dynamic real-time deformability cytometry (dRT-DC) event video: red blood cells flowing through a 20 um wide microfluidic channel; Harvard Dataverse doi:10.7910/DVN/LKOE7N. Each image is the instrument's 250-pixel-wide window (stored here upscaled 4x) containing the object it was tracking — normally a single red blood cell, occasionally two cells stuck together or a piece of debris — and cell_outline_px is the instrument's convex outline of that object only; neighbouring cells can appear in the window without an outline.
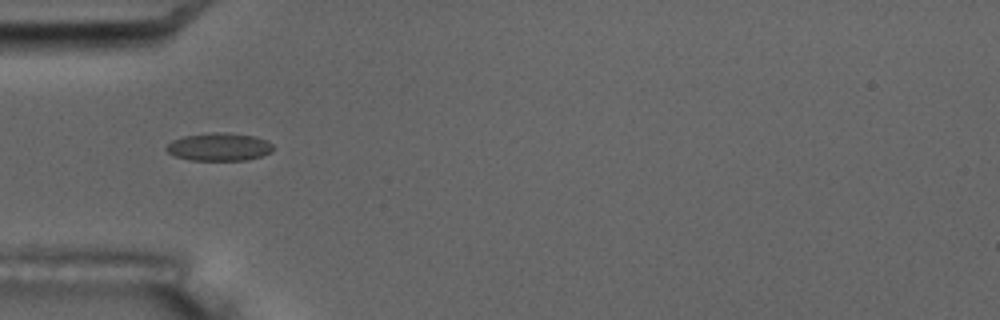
{"species": "common noctule bat (a hibernating species)", "species_latin": "Nyctalus noctula", "temperature_condition": "room temperature", "stored_images_in_passage": 3, "camera_frame_rate_fps": 3000, "um_per_image_px": 0.085, "animal": {"sex": "male", "body_mass_g": 17.5, "forearm_length_mm": 52.3}, "frame": {"image": 1, "passage_image": 3, "time_ms": 5.0, "image_size_px": [1000, 320], "cell_outline_px": [[276, 148], [272, 152], [248, 160], [192, 160], [176, 156], [168, 152], [164, 148], [172, 140], [184, 136], [212, 132], [228, 132], [256, 136], [272, 144]], "centroid_in_image_um": [18.65, 12.47], "position_along_channel_um": 66.3, "area_um2": 17.46}}